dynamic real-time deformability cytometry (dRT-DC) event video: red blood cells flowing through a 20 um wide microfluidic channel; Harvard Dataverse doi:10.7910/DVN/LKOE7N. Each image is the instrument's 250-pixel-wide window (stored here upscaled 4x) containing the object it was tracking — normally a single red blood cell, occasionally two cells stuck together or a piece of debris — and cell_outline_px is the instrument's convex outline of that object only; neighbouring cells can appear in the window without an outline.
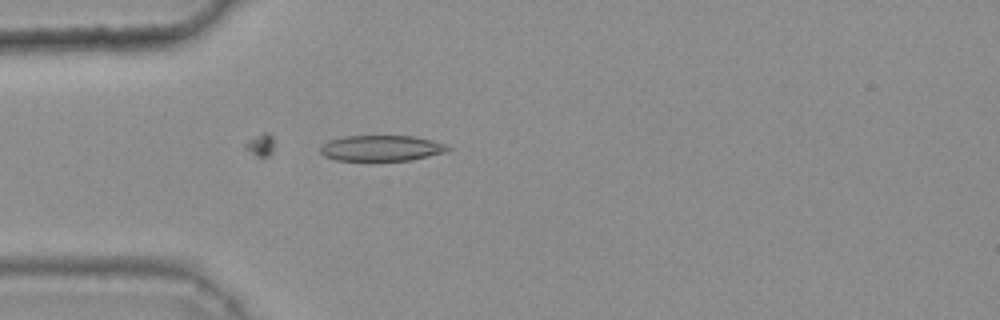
{"species": "common noctule bat (a hibernating species)", "species_latin": "Nyctalus noctula", "temperature_condition": "warm", "stored_images_in_passage": 48, "camera_frame_rate_fps": 3000, "um_per_image_px": 0.085, "animal": {"sex": "female", "body_mass_g": 25.1}, "frame": {"image": 1, "passage_image": 15, "time_ms": 4.667, "image_size_px": [1000, 320], "cell_outline_px": [[452, 148], [448, 152], [412, 160], [336, 160], [324, 156], [320, 152], [320, 144], [328, 140], [344, 136], [412, 136], [432, 140], [444, 144]], "centroid_in_image_um": [32.41, 12.59], "position_along_channel_um": 52.6, "area_um2": 19.25}}
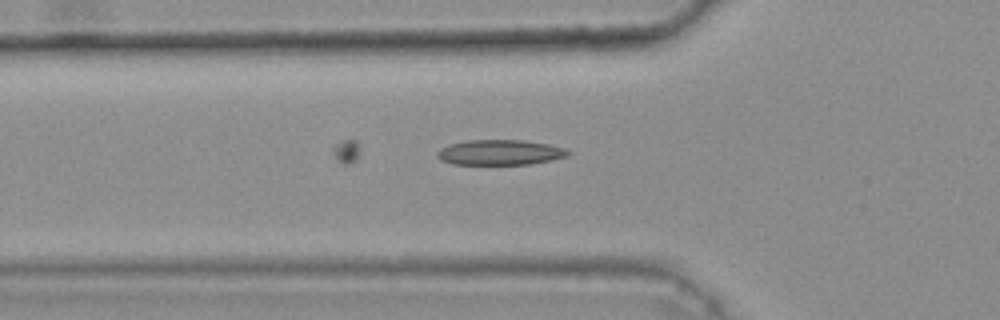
{"frame": {"image": 2, "passage_image": 18, "time_ms": 5.667, "image_size_px": [1000, 320], "cell_outline_px": [[572, 152], [568, 156], [552, 160], [532, 164], [452, 164], [440, 160], [436, 156], [436, 152], [440, 148], [448, 144], [464, 140], [524, 140], [548, 144], [564, 148]], "centroid_in_image_um": [42.48, 12.95], "position_along_channel_um": 83.3, "area_um2": 19.48}}
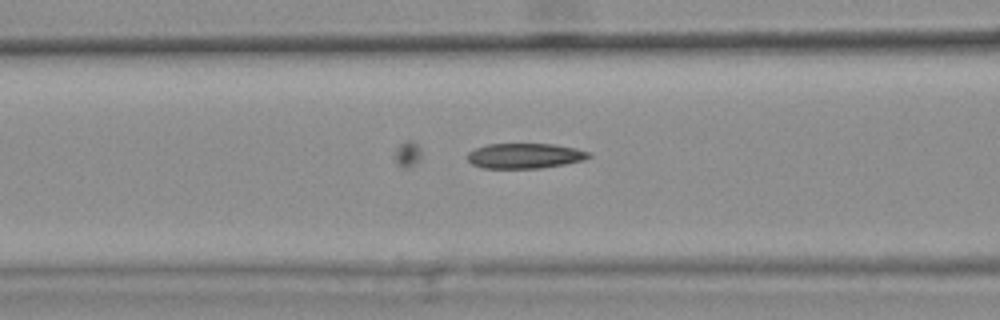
{"frame": {"image": 3, "passage_image": 21, "time_ms": 6.667, "image_size_px": [1000, 320], "cell_outline_px": [[592, 156], [584, 160], [564, 164], [540, 168], [480, 168], [472, 164], [468, 160], [468, 152], [476, 148], [488, 144], [552, 144], [576, 148], [588, 152]], "centroid_in_image_um": [44.6, 13.25], "position_along_channel_um": 122.0, "area_um2": 17.74}, "authors_computed_cell_mechanics": {"area_um2": 19.8543, "velocity_mm_per_s": 3.7923, "shape_relaxation_time_tau1_ms": 8.7224, "shape_relaxation_time_tau2_ms": null, "deformation_change_tau1": 0.1942, "deformation_change_tau2": null}}